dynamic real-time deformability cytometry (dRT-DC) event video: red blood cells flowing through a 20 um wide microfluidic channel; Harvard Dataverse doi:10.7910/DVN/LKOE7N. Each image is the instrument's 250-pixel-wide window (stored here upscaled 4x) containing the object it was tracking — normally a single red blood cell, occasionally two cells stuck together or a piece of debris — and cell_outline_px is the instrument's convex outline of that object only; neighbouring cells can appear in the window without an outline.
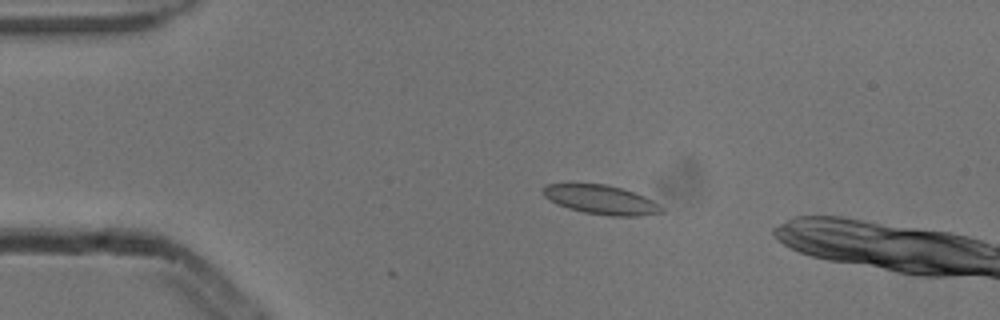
{"species": "common noctule bat (a hibernating species)", "species_latin": "Nyctalus noctula", "temperature_condition": "cold", "stored_images_in_passage": 5, "camera_frame_rate_fps": 3000, "um_per_image_px": 0.085, "animal": {"sex": "male", "body_mass_g": 13.3}, "frame": {"image": 1, "passage_image": 2, "time_ms": 0.333, "image_size_px": [1000, 320], "cell_outline_px": [[664, 212], [640, 216], [608, 216], [584, 212], [568, 208], [556, 204], [548, 200], [544, 196], [544, 184], [568, 180], [604, 184], [620, 188], [644, 196], [660, 204], [664, 208]], "centroid_in_image_um": [51.0, 16.93], "position_along_channel_um": 34.0, "area_um2": 20.92}}
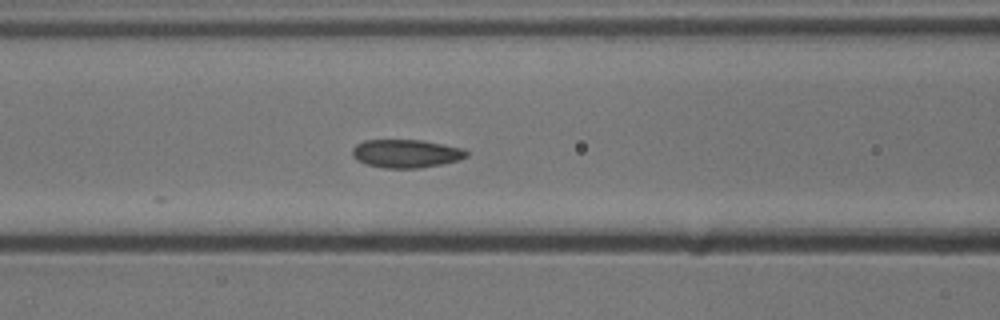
{"frame": {"image": 2, "passage_image": 5, "time_ms": 1.333, "image_size_px": [1000, 320], "cell_outline_px": [[468, 156], [460, 160], [444, 164], [420, 168], [384, 168], [364, 164], [356, 160], [352, 156], [352, 148], [356, 144], [364, 140], [420, 140], [464, 148], [468, 152]], "centroid_in_image_um": [34.51, 13.06], "position_along_channel_um": 132.1, "area_um2": 19.07}}